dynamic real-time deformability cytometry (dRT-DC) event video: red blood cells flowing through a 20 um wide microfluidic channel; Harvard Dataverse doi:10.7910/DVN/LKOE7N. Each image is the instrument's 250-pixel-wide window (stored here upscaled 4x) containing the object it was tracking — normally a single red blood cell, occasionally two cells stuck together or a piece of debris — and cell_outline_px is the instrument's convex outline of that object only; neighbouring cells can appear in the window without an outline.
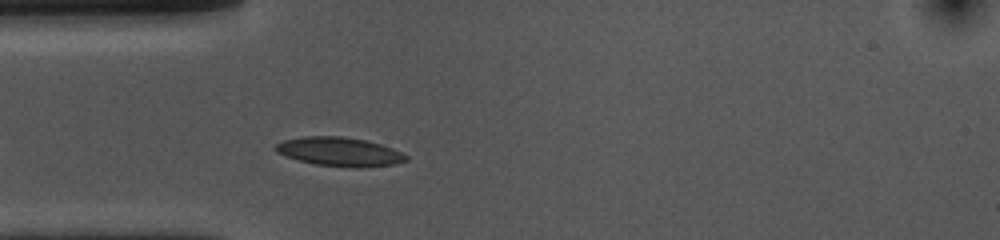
{"species": "common noctule bat (a hibernating species)", "species_latin": "Nyctalus noctula", "temperature_condition": "cold", "stored_images_in_passage": 22, "camera_frame_rate_fps": 3000, "um_per_image_px": 0.085, "animal": {"sex": "female", "body_mass_g": 10.0, "forearm_length_mm": 53.1}, "frame": {"image": 1, "passage_image": 5, "time_ms": 1.333, "image_size_px": [1000, 240], "cell_outline_px": [[408, 160], [396, 164], [360, 168], [356, 168], [316, 164], [300, 160], [276, 152], [276, 144], [284, 140], [304, 136], [340, 136], [364, 140], [380, 144], [392, 148], [408, 156]], "centroid_in_image_um": [28.9, 12.9], "position_along_channel_um": 56.1, "area_um2": 21.73}}
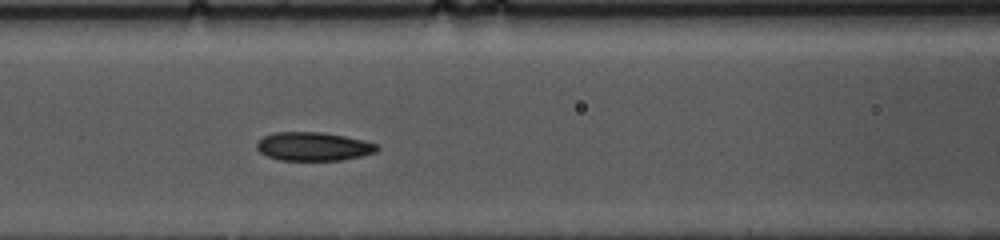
{"frame": {"image": 2, "passage_image": 12, "time_ms": 3.667, "image_size_px": [1000, 240], "cell_outline_px": [[380, 148], [376, 152], [360, 156], [340, 160], [280, 160], [268, 156], [260, 152], [256, 148], [256, 144], [264, 136], [276, 132], [320, 132], [344, 136], [364, 140], [376, 144]], "centroid_in_image_um": [26.64, 12.45], "position_along_channel_um": 140.0, "area_um2": 19.88}}
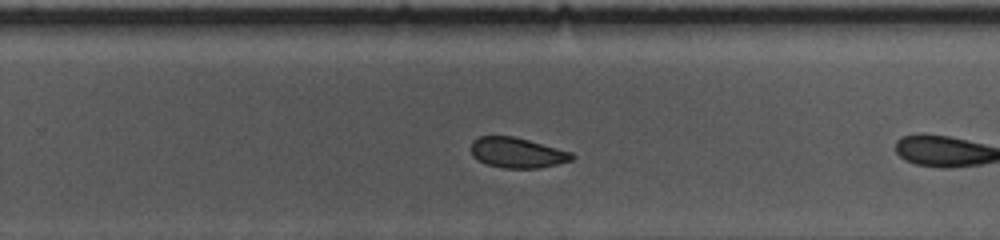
{"frame": {"image": 3, "passage_image": 21, "time_ms": 6.667, "image_size_px": [1000, 240], "cell_outline_px": [[576, 156], [572, 160], [540, 168], [504, 168], [484, 164], [476, 160], [472, 156], [472, 140], [480, 136], [512, 136], [528, 140], [572, 152]], "centroid_in_image_um": [43.94, 12.99], "position_along_channel_um": 285.9, "area_um2": 17.86}}